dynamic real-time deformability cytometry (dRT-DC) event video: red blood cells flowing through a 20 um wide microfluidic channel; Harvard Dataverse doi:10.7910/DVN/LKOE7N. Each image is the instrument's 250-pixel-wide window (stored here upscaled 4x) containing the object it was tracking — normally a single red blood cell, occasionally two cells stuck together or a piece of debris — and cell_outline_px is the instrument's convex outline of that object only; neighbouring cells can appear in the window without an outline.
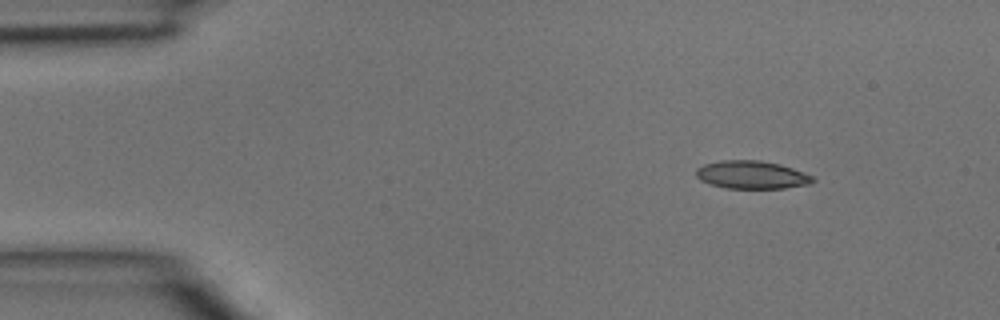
{"species": "common noctule bat (a hibernating species)", "species_latin": "Nyctalus noctula", "temperature_condition": "room temperature", "stored_images_in_passage": 2, "camera_frame_rate_fps": 3000, "um_per_image_px": 0.085, "animal": {"sex": "male", "body_mass_g": 15.6}, "frame": {"image": 1, "passage_image": 1, "time_ms": 0.0, "image_size_px": [1000, 320], "cell_outline_px": [[816, 180], [812, 184], [784, 188], [724, 188], [700, 180], [696, 176], [696, 168], [704, 164], [720, 160], [760, 160], [780, 164], [804, 172], [812, 176]], "centroid_in_image_um": [63.91, 14.85], "position_along_channel_um": 21.1, "area_um2": 19.13}}